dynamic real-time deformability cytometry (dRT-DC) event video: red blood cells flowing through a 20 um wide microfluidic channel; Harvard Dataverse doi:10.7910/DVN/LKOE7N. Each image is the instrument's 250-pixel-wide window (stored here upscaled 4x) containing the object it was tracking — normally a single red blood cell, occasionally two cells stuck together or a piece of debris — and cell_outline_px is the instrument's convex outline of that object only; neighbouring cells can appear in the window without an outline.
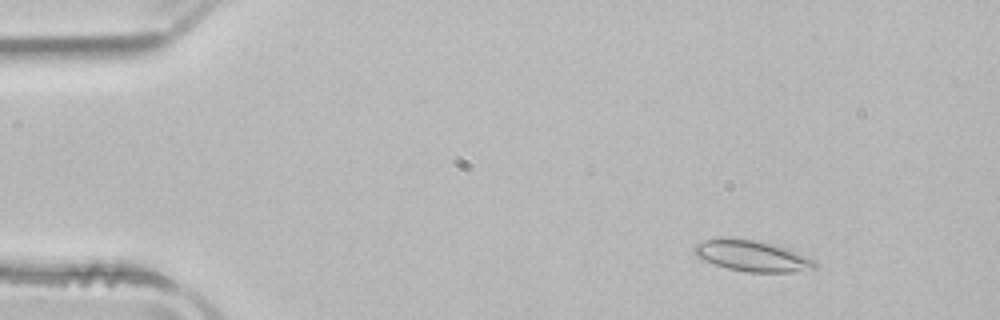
{"species": "common noctule bat (a hibernating species)", "species_latin": "Nyctalus noctula", "temperature_condition": "room temperature", "stored_images_in_passage": 52, "camera_frame_rate_fps": 3000, "um_per_image_px": 0.085, "animal": {"sex": "male", "body_mass_g": 21.5, "forearm_length_mm": 52.0}, "frame": {"image": 1, "passage_image": 7, "time_ms": 2.0, "image_size_px": [1000, 320], "cell_outline_px": [[816, 268], [792, 272], [748, 272], [728, 268], [704, 260], [696, 256], [692, 248], [696, 244], [704, 240], [752, 240], [788, 248], [816, 260]], "centroid_in_image_um": [63.98, 21.78], "position_along_channel_um": 21.0, "area_um2": 21.1}}
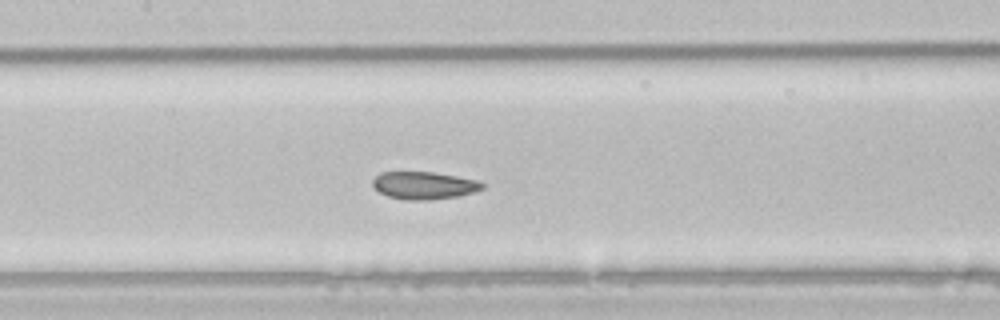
{"frame": {"image": 2, "passage_image": 25, "time_ms": 8.0, "image_size_px": [1000, 320], "cell_outline_px": [[484, 188], [472, 192], [456, 196], [432, 200], [404, 200], [388, 196], [380, 192], [372, 184], [372, 180], [380, 172], [432, 172], [456, 176], [476, 180], [484, 184]], "centroid_in_image_um": [36.01, 15.76], "position_along_channel_um": 171.4, "area_um2": 17.46}}
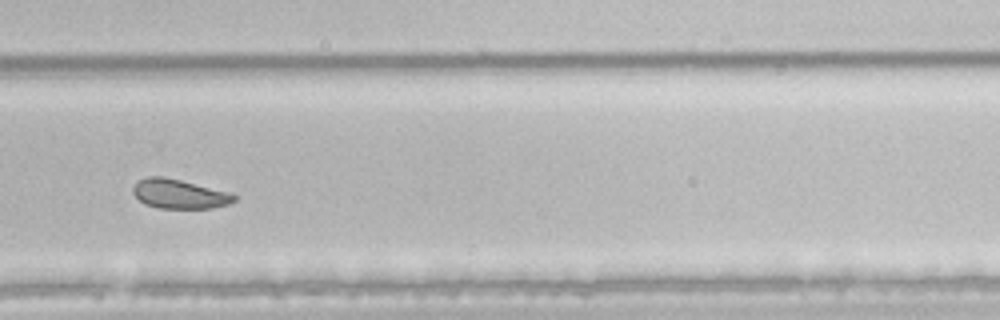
{"frame": {"image": 3, "passage_image": 36, "time_ms": 11.667, "image_size_px": [1000, 320], "cell_outline_px": [[236, 200], [228, 204], [212, 208], [160, 208], [144, 204], [132, 192], [132, 188], [136, 180], [148, 176], [160, 176], [180, 180], [228, 192], [236, 196]], "centroid_in_image_um": [15.19, 16.48], "position_along_channel_um": 314.6, "area_um2": 17.17}, "authors_computed_cell_mechanics": {"area_um2": 19.5653, "velocity_mm_per_s": 3.9277, "shape_relaxation_time_tau1_ms": 2.6939, "shape_relaxation_time_tau2_ms": 1.4418, "deformation_change_tau1": 0.0844, "deformation_change_tau2": 0.0676}}